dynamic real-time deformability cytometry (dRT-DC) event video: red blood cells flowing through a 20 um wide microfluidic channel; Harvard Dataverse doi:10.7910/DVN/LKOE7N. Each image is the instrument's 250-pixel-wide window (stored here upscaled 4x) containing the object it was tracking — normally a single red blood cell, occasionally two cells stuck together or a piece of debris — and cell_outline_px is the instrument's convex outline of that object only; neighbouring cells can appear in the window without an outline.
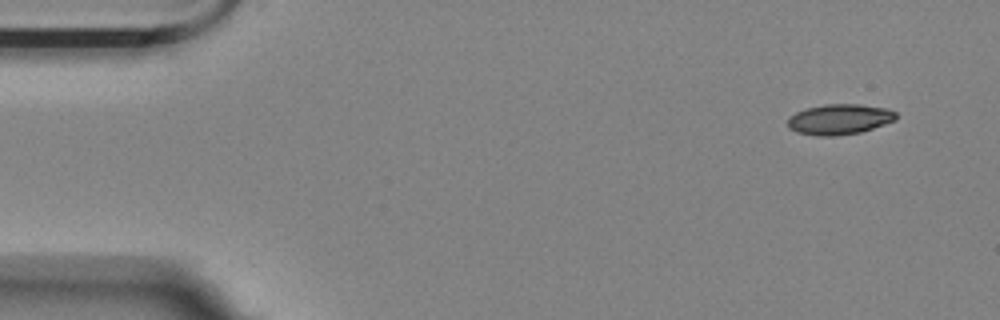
{"species": "Egyptian fruit bat (a non-hibernating species)", "species_latin": "Rousettus aegyptiacus", "temperature_condition": "room temperature", "stored_images_in_passage": 6, "camera_frame_rate_fps": 3000, "um_per_image_px": 0.085, "animal": {"sex": "female"}, "frame": {"image": 1, "passage_image": 1, "time_ms": 0.0, "image_size_px": [1000, 320], "cell_outline_px": [[896, 120], [860, 132], [836, 136], [816, 136], [796, 132], [788, 128], [788, 116], [796, 112], [808, 108], [824, 104], [860, 104], [888, 108], [896, 112]], "centroid_in_image_um": [71.34, 10.14], "position_along_channel_um": 13.7, "area_um2": 19.31}}
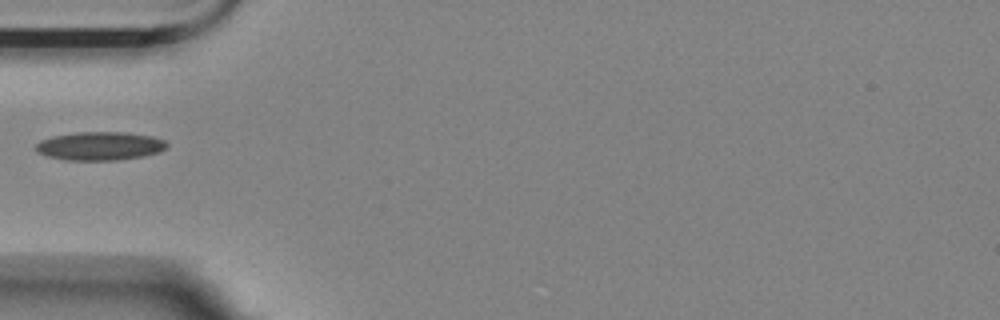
{"frame": {"image": 2, "passage_image": 5, "time_ms": 1.333, "image_size_px": [1000, 320], "cell_outline_px": [[168, 144], [160, 152], [144, 156], [116, 160], [64, 160], [48, 156], [36, 152], [36, 144], [40, 140], [52, 136], [76, 132], [124, 132], [152, 136], [164, 140]], "centroid_in_image_um": [8.47, 12.41], "position_along_channel_um": 76.5, "area_um2": 21.79}}
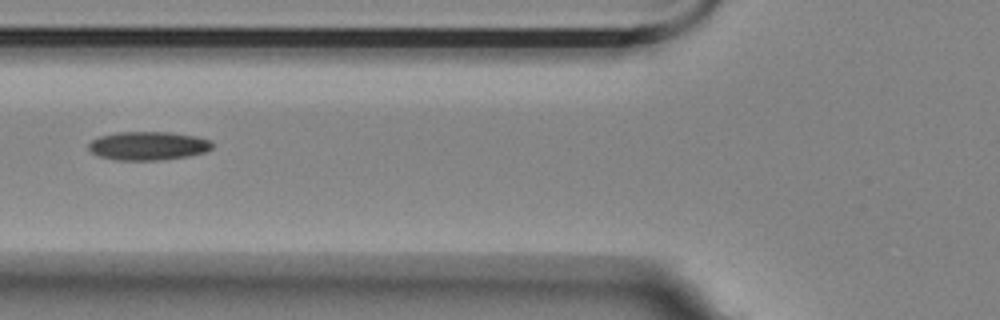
{"frame": {"image": 3, "passage_image": 6, "time_ms": 1.667, "image_size_px": [1000, 320], "cell_outline_px": [[212, 148], [204, 152], [188, 156], [160, 160], [116, 160], [100, 156], [92, 152], [88, 148], [88, 144], [92, 140], [100, 136], [116, 132], [172, 132], [196, 136], [208, 140], [212, 144]], "centroid_in_image_um": [12.57, 12.39], "position_along_channel_um": 113.2, "area_um2": 20.52}}